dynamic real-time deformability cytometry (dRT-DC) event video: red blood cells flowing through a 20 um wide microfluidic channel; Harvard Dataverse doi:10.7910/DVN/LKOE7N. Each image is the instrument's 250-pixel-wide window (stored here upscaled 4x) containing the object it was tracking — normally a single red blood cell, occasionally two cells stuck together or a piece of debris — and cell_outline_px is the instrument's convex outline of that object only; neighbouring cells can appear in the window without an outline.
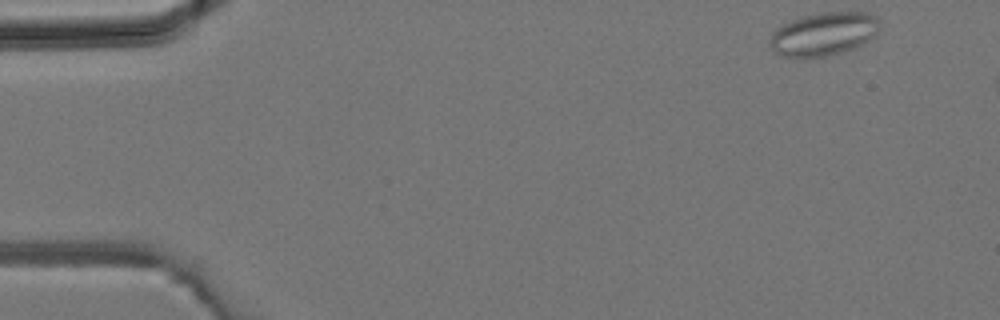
{"species": "common noctule bat (a hibernating species)", "species_latin": "Nyctalus noctula", "temperature_condition": "room temperature", "stored_images_in_passage": 3, "camera_frame_rate_fps": 3000, "um_per_image_px": 0.085, "animal": {"sex": "male", "body_mass_g": 19.2, "forearm_length_mm": 51.8}, "frame": {"image": 1, "passage_image": 3, "time_ms": 0.667, "image_size_px": [1000, 320], "cell_outline_px": [[880, 28], [876, 36], [864, 44], [840, 52], [824, 56], [780, 56], [772, 52], [768, 44], [768, 40], [772, 32], [776, 28], [792, 20], [804, 16], [824, 12], [868, 12], [876, 16], [880, 20]], "centroid_in_image_um": [70.02, 2.88], "position_along_channel_um": 15.0, "area_um2": 27.86}}